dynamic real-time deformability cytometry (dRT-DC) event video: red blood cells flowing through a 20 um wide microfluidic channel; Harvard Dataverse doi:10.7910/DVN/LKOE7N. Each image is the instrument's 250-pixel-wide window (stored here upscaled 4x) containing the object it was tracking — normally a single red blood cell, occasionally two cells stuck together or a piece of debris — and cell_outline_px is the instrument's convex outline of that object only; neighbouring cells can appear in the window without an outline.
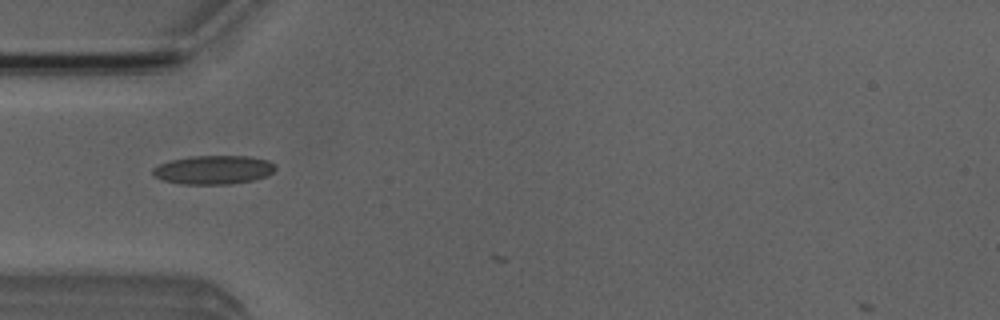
{"species": "Egyptian fruit bat (a non-hibernating species)", "species_latin": "Rousettus aegyptiacus", "temperature_condition": "room temperature", "stored_images_in_passage": 7, "camera_frame_rate_fps": 3000, "um_per_image_px": 0.085, "animal": {"sex": "male"}, "frame": {"image": 1, "passage_image": 6, "time_ms": 6.0, "image_size_px": [1000, 320], "cell_outline_px": [[276, 168], [268, 176], [252, 180], [232, 184], [184, 184], [160, 180], [152, 176], [152, 168], [168, 160], [192, 156], [248, 156], [268, 160]], "centroid_in_image_um": [18.1, 14.44], "position_along_channel_um": 66.9, "area_um2": 20.69}}